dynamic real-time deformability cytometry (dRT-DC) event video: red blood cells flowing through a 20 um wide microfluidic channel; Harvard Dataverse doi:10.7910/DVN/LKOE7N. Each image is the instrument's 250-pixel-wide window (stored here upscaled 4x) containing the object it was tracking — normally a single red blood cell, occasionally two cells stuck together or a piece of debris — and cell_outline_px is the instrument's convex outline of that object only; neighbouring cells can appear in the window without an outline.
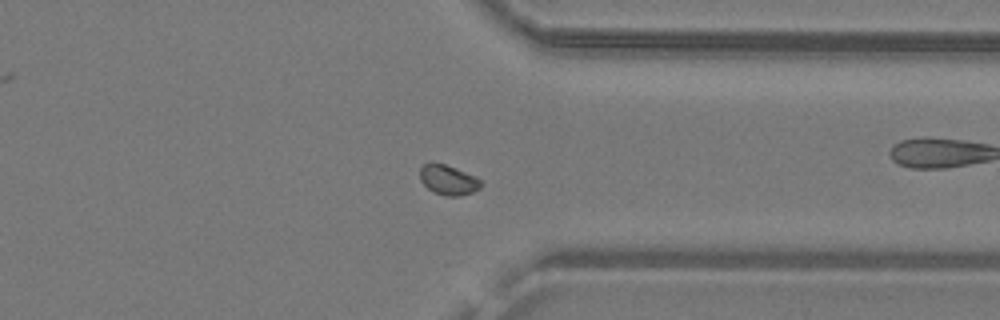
{"species": "common noctule bat (a hibernating species)", "species_latin": "Nyctalus noctula", "temperature_condition": "warm", "stored_images_in_passage": 27, "segment_of_instrument_passage": [1, 2], "camera_frame_rate_fps": 3000, "um_per_image_px": 0.085, "animal": {"sex": "male", "body_mass_g": 19.2, "forearm_length_mm": 51.8}, "frame": {"image": 1, "passage_image": 20, "time_ms": 6.333, "image_size_px": [1000, 320], "cell_outline_px": [[480, 188], [472, 192], [460, 196], [448, 196], [432, 192], [420, 180], [420, 168], [424, 164], [432, 160], [456, 168], [480, 180]], "centroid_in_image_um": [38.04, 15.28], "position_along_channel_um": 373.4, "area_um2": 10.58}}